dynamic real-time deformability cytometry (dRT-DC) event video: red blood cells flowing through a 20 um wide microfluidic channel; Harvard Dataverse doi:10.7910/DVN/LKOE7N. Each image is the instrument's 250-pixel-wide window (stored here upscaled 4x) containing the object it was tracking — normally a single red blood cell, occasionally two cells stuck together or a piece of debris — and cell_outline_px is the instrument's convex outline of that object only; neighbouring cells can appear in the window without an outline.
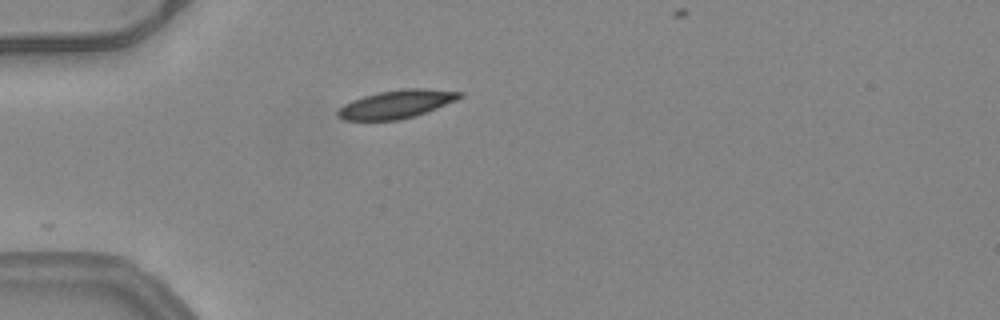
{"species": "common noctule bat (a hibernating species)", "species_latin": "Nyctalus noctula", "temperature_condition": "warm", "stored_images_in_passage": 6, "camera_frame_rate_fps": 3000, "um_per_image_px": 0.085, "animal": {"sex": "female", "body_mass_g": 24.6, "forearm_length_mm": 56.2}, "frame": {"image": 1, "passage_image": 1, "time_ms": 0.0, "image_size_px": [1000, 320], "cell_outline_px": [[464, 96], [456, 100], [428, 112], [400, 120], [344, 120], [336, 116], [336, 112], [344, 104], [352, 100], [364, 96], [380, 92], [404, 88], [424, 88], [464, 92]], "centroid_in_image_um": [33.72, 8.85], "position_along_channel_um": 51.3, "area_um2": 20.11}}